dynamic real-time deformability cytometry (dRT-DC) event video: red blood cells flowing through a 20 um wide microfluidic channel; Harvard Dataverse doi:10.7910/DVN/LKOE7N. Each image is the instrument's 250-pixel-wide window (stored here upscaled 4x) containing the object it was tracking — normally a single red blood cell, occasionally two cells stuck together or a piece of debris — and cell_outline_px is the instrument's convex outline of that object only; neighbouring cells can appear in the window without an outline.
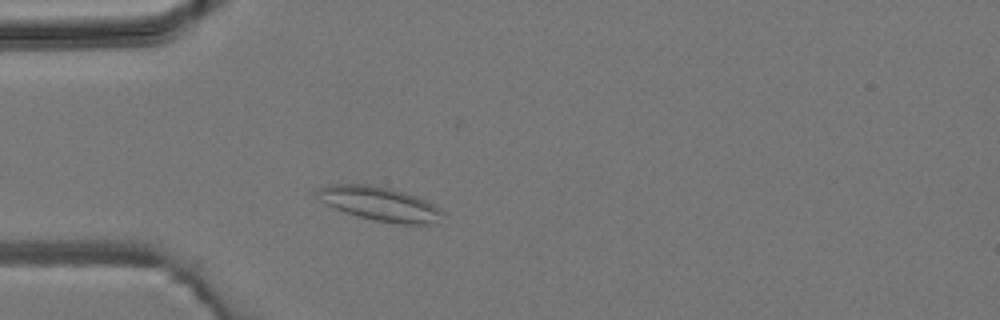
{"species": "common noctule bat (a hibernating species)", "species_latin": "Nyctalus noctula", "temperature_condition": "room temperature", "stored_images_in_passage": 2, "camera_frame_rate_fps": 3000, "um_per_image_px": 0.085, "animal": {"sex": "male", "body_mass_g": 19.2, "forearm_length_mm": 51.8}, "frame": {"image": 1, "passage_image": 2, "time_ms": 2.0, "image_size_px": [1000, 320], "cell_outline_px": [[444, 212], [440, 224], [400, 224], [376, 220], [356, 216], [344, 212], [320, 200], [312, 192], [316, 188], [328, 184], [368, 184], [388, 188], [404, 192], [416, 196], [432, 204]], "centroid_in_image_um": [32.26, 17.32], "position_along_channel_um": 52.7, "area_um2": 25.03}}